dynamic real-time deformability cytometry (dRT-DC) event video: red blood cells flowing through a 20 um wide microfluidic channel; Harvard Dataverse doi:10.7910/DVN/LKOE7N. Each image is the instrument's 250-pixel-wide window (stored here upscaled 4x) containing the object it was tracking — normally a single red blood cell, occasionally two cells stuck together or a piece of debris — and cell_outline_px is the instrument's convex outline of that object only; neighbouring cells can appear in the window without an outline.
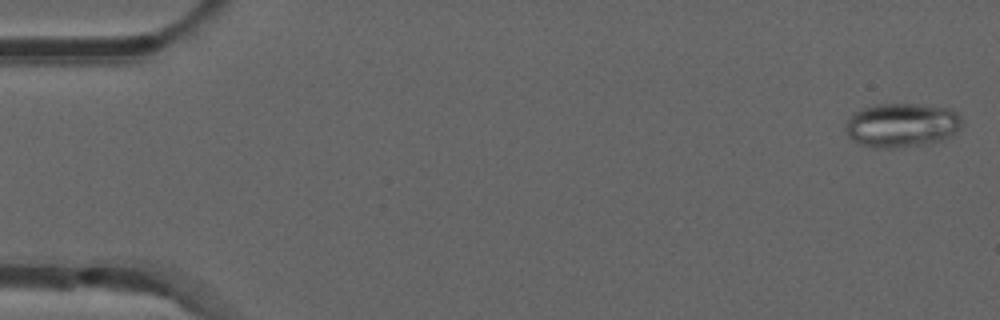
{"species": "common noctule bat (a hibernating species)", "species_latin": "Nyctalus noctula", "temperature_condition": "room temperature", "stored_images_in_passage": 52, "camera_frame_rate_fps": 3000, "um_per_image_px": 0.085, "animal": {"sex": "male", "forearm_length_mm": 52.5}, "frame": {"image": 1, "passage_image": 1, "time_ms": 0.0, "image_size_px": [1000, 320], "cell_outline_px": [[964, 124], [956, 132], [940, 140], [928, 144], [896, 148], [872, 148], [856, 144], [848, 136], [844, 128], [844, 124], [848, 116], [852, 112], [876, 104], [920, 104], [952, 108], [960, 112]], "centroid_in_image_um": [76.64, 10.63], "position_along_channel_um": 8.4, "area_um2": 30.81}}
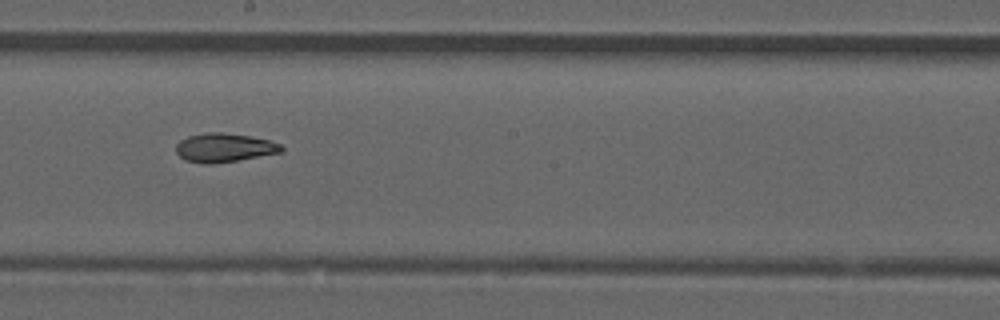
{"frame": {"image": 2, "passage_image": 29, "time_ms": 9.333, "image_size_px": [1000, 320], "cell_outline_px": [[284, 152], [212, 164], [204, 164], [184, 160], [176, 152], [176, 144], [180, 140], [188, 136], [204, 132], [220, 132], [248, 136], [268, 140], [280, 144], [284, 148]], "centroid_in_image_um": [19.03, 12.55], "position_along_channel_um": 229.2, "area_um2": 17.69}}
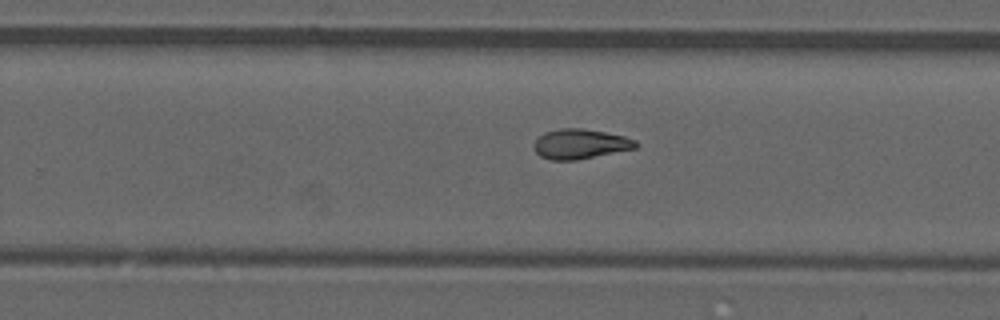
{"frame": {"image": 3, "passage_image": 33, "time_ms": 10.667, "image_size_px": [1000, 320], "cell_outline_px": [[640, 144], [636, 148], [576, 160], [552, 160], [540, 156], [536, 152], [532, 144], [544, 132], [560, 128], [580, 128], [604, 132], [624, 136], [636, 140]], "centroid_in_image_um": [49.32, 12.23], "position_along_channel_um": 280.5, "area_um2": 17.69}, "authors_computed_cell_mechanics": {"area_um2": 17.9469, "velocity_mm_per_s": 3.8854, "shape_relaxation_time_tau1_ms": null, "shape_relaxation_time_tau2_ms": 4.2096, "deformation_change_tau1": null, "deformation_change_tau2": 0.1154}}